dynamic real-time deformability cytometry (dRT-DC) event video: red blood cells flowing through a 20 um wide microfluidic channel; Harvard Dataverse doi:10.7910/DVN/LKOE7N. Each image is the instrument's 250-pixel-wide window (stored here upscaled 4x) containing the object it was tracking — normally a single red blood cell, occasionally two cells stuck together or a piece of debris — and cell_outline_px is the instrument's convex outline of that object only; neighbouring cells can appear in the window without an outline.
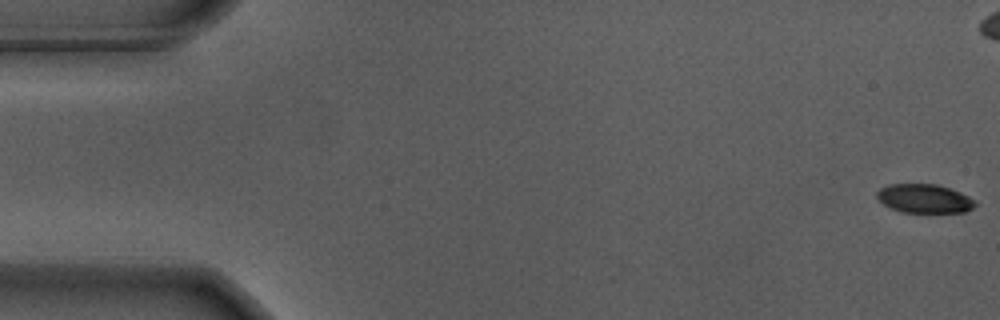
{"species": "Egyptian fruit bat (a non-hibernating species)", "species_latin": "Rousettus aegyptiacus", "temperature_condition": "warm", "stored_images_in_passage": 58, "camera_frame_rate_fps": 3000, "um_per_image_px": 0.085, "animal": {"sex": "male"}, "frame": {"image": 1, "passage_image": 1, "time_ms": 0.0, "image_size_px": [1000, 320], "cell_outline_px": [[976, 204], [972, 208], [964, 212], [900, 212], [884, 204], [876, 196], [876, 192], [880, 188], [888, 184], [936, 184], [960, 192], [976, 200]], "centroid_in_image_um": [78.56, 16.87], "position_along_channel_um": 6.4, "area_um2": 16.42}}
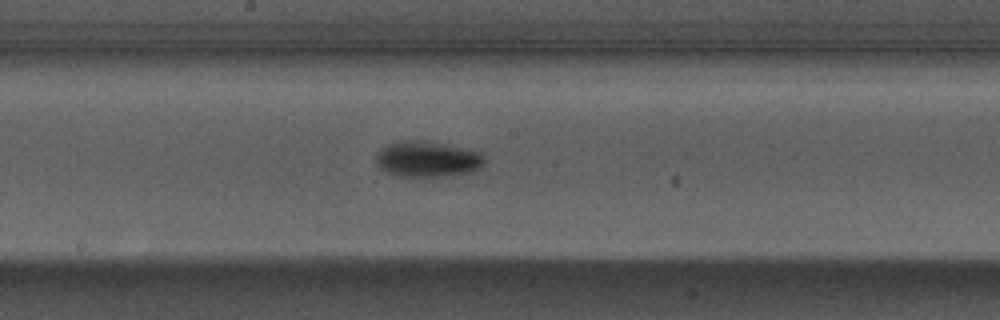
{"frame": {"image": 2, "passage_image": 30, "time_ms": 9.667, "image_size_px": [1000, 320], "cell_outline_px": [[484, 164], [476, 172], [456, 176], [396, 176], [380, 168], [376, 164], [376, 152], [380, 148], [388, 144], [404, 140], [424, 140], [476, 152], [484, 156]], "centroid_in_image_um": [36.31, 13.55], "position_along_channel_um": 211.9, "area_um2": 22.66}}
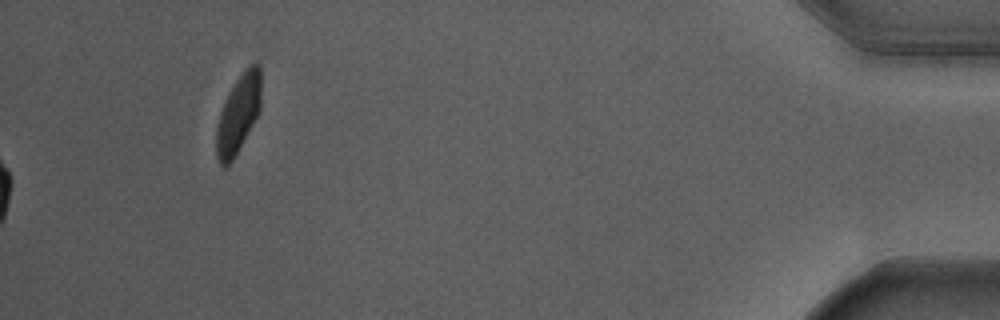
{"frame": {"image": 3, "passage_image": 58, "time_ms": 19.0, "image_size_px": [1000, 320], "cell_outline_px": [[260, 112], [232, 160], [224, 168], [220, 164], [216, 156], [216, 128], [220, 112], [236, 80], [252, 64], [260, 64]], "centroid_in_image_um": [20.25, 9.74], "position_along_channel_um": 415.0, "area_um2": 19.83}, "authors_computed_cell_mechanics": {"area_um2": 20.1722, "velocity_mm_per_s": 3.6604, "shape_relaxation_time_tau1_ms": 2.8854, "shape_relaxation_time_tau2_ms": null, "deformation_change_tau1": 0.145, "deformation_change_tau2": null}}